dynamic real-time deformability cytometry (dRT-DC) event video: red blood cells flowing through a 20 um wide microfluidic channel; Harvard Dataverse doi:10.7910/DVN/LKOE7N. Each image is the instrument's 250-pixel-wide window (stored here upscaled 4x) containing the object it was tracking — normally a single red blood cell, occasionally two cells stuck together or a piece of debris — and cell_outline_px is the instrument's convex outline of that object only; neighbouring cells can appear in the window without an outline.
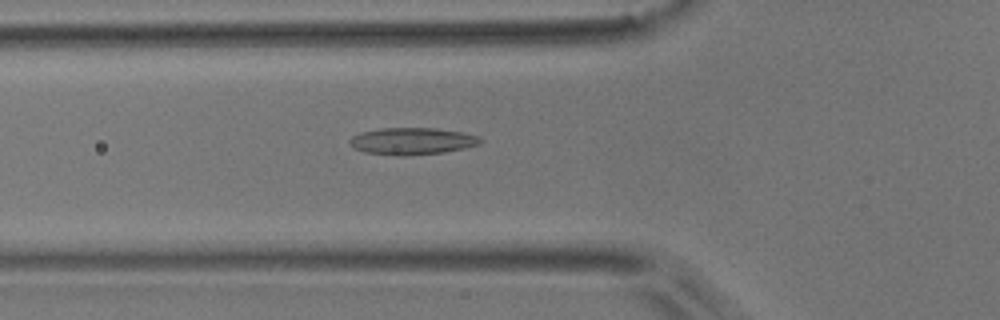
{"species": "common noctule bat (a hibernating species)", "species_latin": "Nyctalus noctula", "temperature_condition": "room temperature", "stored_images_in_passage": 54, "camera_frame_rate_fps": 3000, "um_per_image_px": 0.085, "animal": {"sex": "male", "body_mass_g": 17.9}, "frame": {"image": 1, "passage_image": 19, "time_ms": 6.0, "image_size_px": [1000, 320], "cell_outline_px": [[484, 140], [480, 144], [464, 148], [444, 152], [408, 156], [400, 156], [364, 152], [352, 148], [348, 144], [348, 140], [352, 136], [360, 132], [380, 128], [436, 128], [464, 132], [480, 136]], "centroid_in_image_um": [35.02, 11.99], "position_along_channel_um": 90.8, "area_um2": 20.92}}
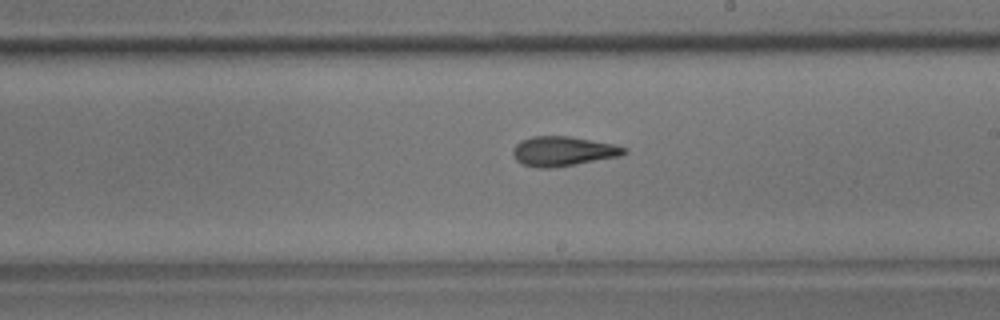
{"frame": {"image": 2, "passage_image": 31, "time_ms": 10.0, "image_size_px": [1000, 320], "cell_outline_px": [[628, 152], [620, 156], [576, 164], [552, 168], [536, 168], [524, 164], [516, 160], [512, 152], [512, 148], [520, 140], [532, 136], [568, 136], [616, 144], [628, 148]], "centroid_in_image_um": [47.87, 12.85], "position_along_channel_um": 241.1, "area_um2": 19.36}}
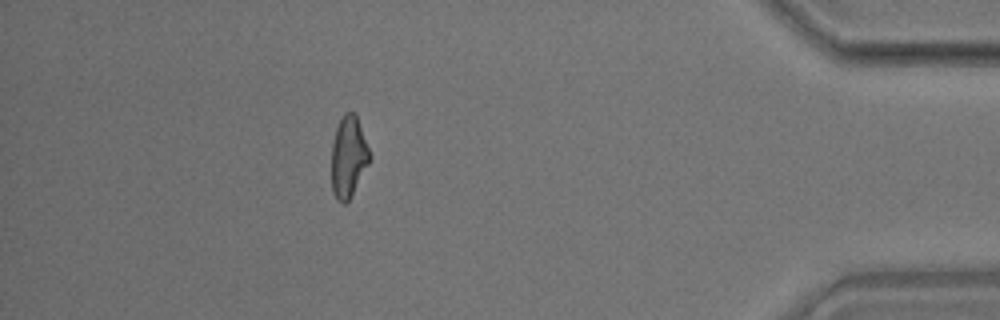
{"frame": {"image": 3, "passage_image": 48, "time_ms": 15.667, "image_size_px": [1000, 320], "cell_outline_px": [[372, 156], [368, 164], [348, 200], [344, 204], [336, 200], [332, 192], [332, 144], [336, 128], [344, 112], [356, 112]], "centroid_in_image_um": [29.62, 13.29], "position_along_channel_um": 405.6, "area_um2": 18.03}, "authors_computed_cell_mechanics": {"area_um2": 19.0162, "velocity_mm_per_s": 3.7441, "shape_relaxation_time_tau1_ms": 9.351, "shape_relaxation_time_tau2_ms": 2.8368, "deformation_change_tau1": 0.2145, "deformation_change_tau2": 0.1242}}